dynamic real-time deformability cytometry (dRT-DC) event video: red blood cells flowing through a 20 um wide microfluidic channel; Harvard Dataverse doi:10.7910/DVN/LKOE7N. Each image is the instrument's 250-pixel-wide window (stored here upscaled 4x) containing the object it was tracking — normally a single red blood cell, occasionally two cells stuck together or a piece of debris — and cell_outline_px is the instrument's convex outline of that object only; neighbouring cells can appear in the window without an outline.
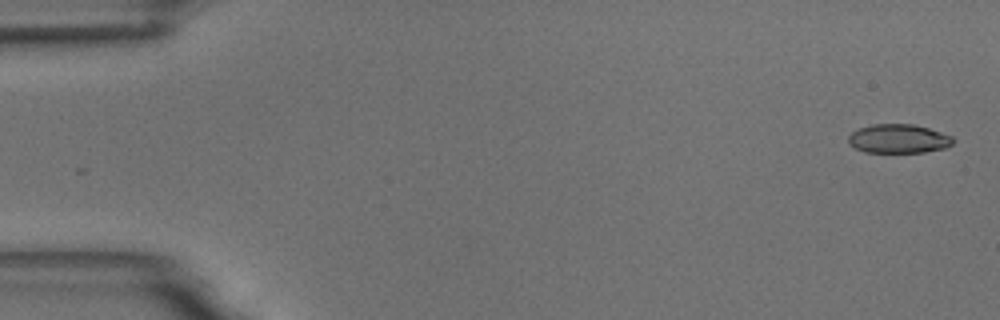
{"species": "common noctule bat (a hibernating species)", "species_latin": "Nyctalus noctula", "temperature_condition": "room temperature", "stored_images_in_passage": 54, "camera_frame_rate_fps": 3000, "um_per_image_px": 0.085, "animal": {"sex": "male", "body_mass_g": 18.8}, "frame": {"image": 1, "passage_image": 1, "time_ms": 0.0, "image_size_px": [1000, 320], "cell_outline_px": [[956, 140], [952, 144], [944, 148], [924, 152], [864, 152], [848, 144], [848, 136], [852, 132], [860, 128], [872, 124], [912, 124], [928, 128], [952, 136]], "centroid_in_image_um": [76.37, 11.79], "position_along_channel_um": 8.6, "area_um2": 17.63}}
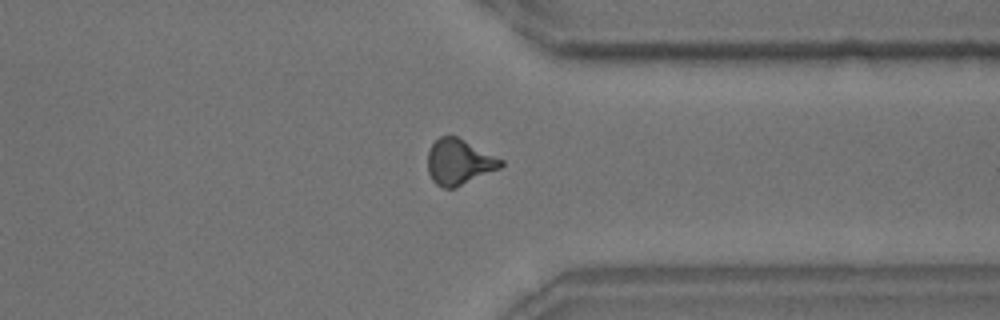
{"frame": {"image": 2, "passage_image": 42, "time_ms": 13.667, "image_size_px": [1000, 320], "cell_outline_px": [[504, 164], [500, 168], [456, 188], [444, 188], [436, 184], [432, 180], [428, 172], [428, 152], [432, 144], [440, 136], [456, 136], [504, 160]], "centroid_in_image_um": [39.02, 13.78], "position_along_channel_um": 372.4, "area_um2": 19.36}}
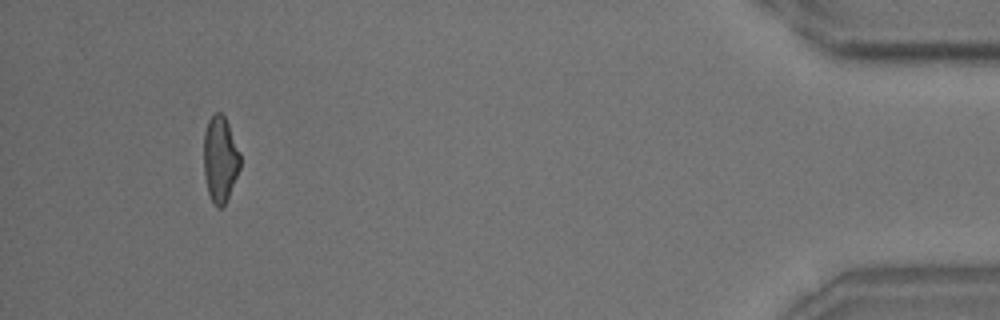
{"frame": {"image": 3, "passage_image": 51, "time_ms": 16.667, "image_size_px": [1000, 320], "cell_outline_px": [[240, 168], [228, 196], [224, 204], [220, 208], [216, 208], [208, 192], [204, 176], [204, 132], [208, 120], [216, 112], [220, 112], [224, 116], [228, 124], [240, 152]], "centroid_in_image_um": [18.7, 13.52], "position_along_channel_um": 416.5, "area_um2": 18.09}, "authors_computed_cell_mechanics": {"area_um2": 19.0451, "velocity_mm_per_s": 3.6827, "shape_relaxation_time_tau1_ms": 10.8818, "shape_relaxation_time_tau2_ms": 2.975, "deformation_change_tau1": 0.2182, "deformation_change_tau2": 0.1063}}